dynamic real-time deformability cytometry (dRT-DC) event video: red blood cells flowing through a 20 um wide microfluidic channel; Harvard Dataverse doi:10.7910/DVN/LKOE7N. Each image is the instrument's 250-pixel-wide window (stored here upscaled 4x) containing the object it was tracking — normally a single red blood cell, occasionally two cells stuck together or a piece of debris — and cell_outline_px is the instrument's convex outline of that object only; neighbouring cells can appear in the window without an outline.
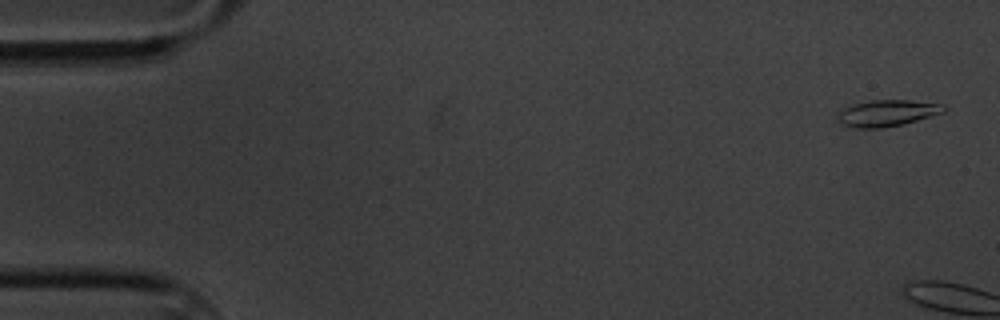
{"species": "common noctule bat (a hibernating species)", "species_latin": "Nyctalus noctula", "temperature_condition": "cold", "stored_images_in_passage": 5, "camera_frame_rate_fps": 3000, "um_per_image_px": 0.085, "animal": {"sex": "male", "body_mass_g": 20.1, "forearm_length_mm": 53.5}, "frame": {"image": 1, "passage_image": 2, "time_ms": 0.333, "image_size_px": [1000, 320], "cell_outline_px": [[948, 108], [944, 112], [904, 124], [880, 128], [856, 128], [840, 124], [836, 120], [836, 112], [852, 104], [872, 100], [908, 100], [944, 104]], "centroid_in_image_um": [75.37, 9.61], "position_along_channel_um": 9.6, "area_um2": 16.59}}